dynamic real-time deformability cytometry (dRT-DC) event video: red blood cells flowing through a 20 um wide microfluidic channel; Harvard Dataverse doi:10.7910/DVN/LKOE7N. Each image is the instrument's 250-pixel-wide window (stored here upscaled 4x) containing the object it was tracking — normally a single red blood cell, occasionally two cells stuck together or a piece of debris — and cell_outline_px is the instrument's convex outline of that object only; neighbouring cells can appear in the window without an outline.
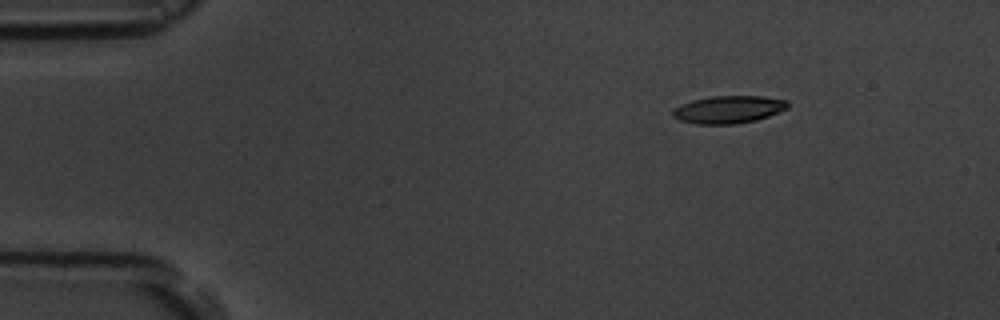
{"species": "common noctule bat (a hibernating species)", "species_latin": "Nyctalus noctula", "temperature_condition": "room temperature", "stored_images_in_passage": 4, "camera_frame_rate_fps": 3000, "um_per_image_px": 0.085, "animal": {"sex": "male", "body_mass_g": 19.5, "forearm_length_mm": 54.6}, "frame": {"image": 1, "passage_image": 1, "time_ms": 0.0, "image_size_px": [1000, 320], "cell_outline_px": [[788, 108], [768, 116], [756, 120], [736, 124], [696, 124], [680, 120], [672, 116], [672, 108], [692, 100], [712, 96], [764, 96], [788, 100]], "centroid_in_image_um": [61.92, 9.3], "position_along_channel_um": 23.1, "area_um2": 18.55}}